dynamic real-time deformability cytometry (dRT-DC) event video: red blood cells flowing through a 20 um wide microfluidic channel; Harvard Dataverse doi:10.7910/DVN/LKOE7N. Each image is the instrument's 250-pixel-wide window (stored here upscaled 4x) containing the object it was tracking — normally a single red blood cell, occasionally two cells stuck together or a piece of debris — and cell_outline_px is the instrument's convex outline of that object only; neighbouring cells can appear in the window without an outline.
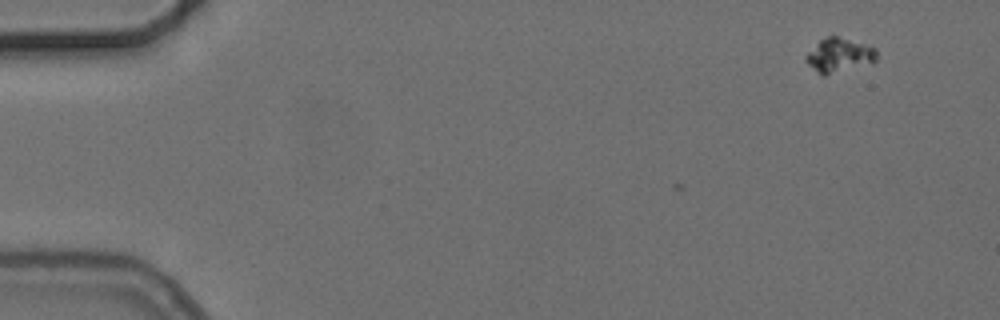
{"species": "common noctule bat (a hibernating species)", "species_latin": "Nyctalus noctula", "temperature_condition": "cold", "stored_images_in_passage": 2, "camera_frame_rate_fps": 3000, "um_per_image_px": 0.085, "animal": {"sex": "female", "body_mass_g": 24.6, "forearm_length_mm": 56.2}, "frame": {"image": 1, "passage_image": 2, "time_ms": 0.333, "image_size_px": [1000, 320], "cell_outline_px": [[880, 56], [876, 60], [824, 76], [808, 64], [804, 60], [804, 56], [820, 40], [828, 36], [836, 36], [876, 48]], "centroid_in_image_um": [71.32, 4.68], "position_along_channel_um": 13.7, "area_um2": 13.64}}